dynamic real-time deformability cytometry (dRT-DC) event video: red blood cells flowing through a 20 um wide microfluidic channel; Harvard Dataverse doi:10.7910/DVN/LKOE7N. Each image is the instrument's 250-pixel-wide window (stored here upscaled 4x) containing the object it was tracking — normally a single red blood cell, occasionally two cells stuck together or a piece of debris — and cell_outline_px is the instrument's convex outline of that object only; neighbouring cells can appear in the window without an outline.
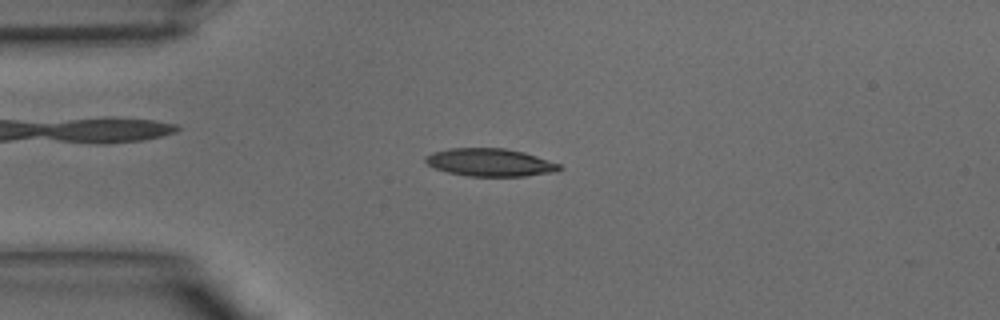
{"species": "common noctule bat (a hibernating species)", "species_latin": "Nyctalus noctula", "temperature_condition": "warm", "stored_images_in_passage": 39, "camera_frame_rate_fps": 3000, "um_per_image_px": 0.085, "animal": {"sex": "male", "body_mass_g": 15.6}, "frame": {"image": 1, "passage_image": 9, "time_ms": 2.667, "image_size_px": [1000, 320], "cell_outline_px": [[564, 168], [556, 172], [524, 176], [468, 176], [448, 172], [436, 168], [428, 164], [424, 160], [424, 156], [432, 152], [448, 148], [504, 148], [524, 152], [560, 164]], "centroid_in_image_um": [41.66, 13.8], "position_along_channel_um": 43.3, "area_um2": 21.73}}
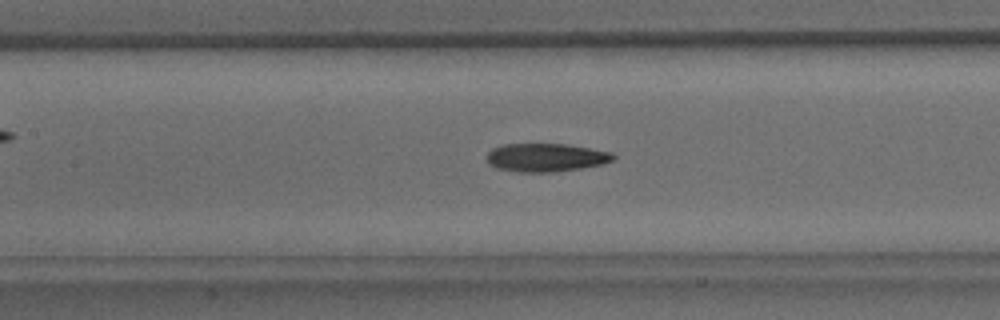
{"frame": {"image": 2, "passage_image": 17, "time_ms": 5.333, "image_size_px": [1000, 320], "cell_outline_px": [[616, 156], [612, 160], [600, 164], [580, 168], [556, 172], [516, 172], [496, 168], [488, 164], [488, 152], [492, 148], [504, 144], [564, 144], [612, 152]], "centroid_in_image_um": [46.36, 13.39], "position_along_channel_um": 161.0, "area_um2": 20.75}}
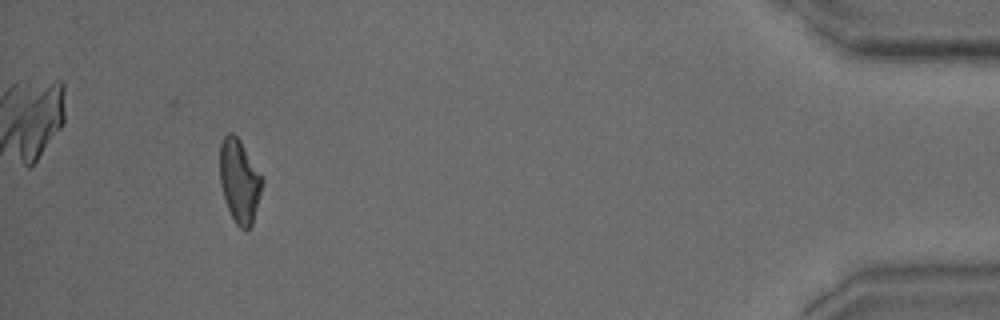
{"frame": {"image": 3, "passage_image": 36, "time_ms": 11.667, "image_size_px": [1000, 320], "cell_outline_px": [[264, 184], [252, 224], [248, 228], [240, 228], [236, 224], [224, 200], [220, 184], [220, 144], [224, 136], [228, 132], [232, 132], [240, 140], [264, 176]], "centroid_in_image_um": [20.37, 15.35], "position_along_channel_um": 414.8, "area_um2": 20.87}}